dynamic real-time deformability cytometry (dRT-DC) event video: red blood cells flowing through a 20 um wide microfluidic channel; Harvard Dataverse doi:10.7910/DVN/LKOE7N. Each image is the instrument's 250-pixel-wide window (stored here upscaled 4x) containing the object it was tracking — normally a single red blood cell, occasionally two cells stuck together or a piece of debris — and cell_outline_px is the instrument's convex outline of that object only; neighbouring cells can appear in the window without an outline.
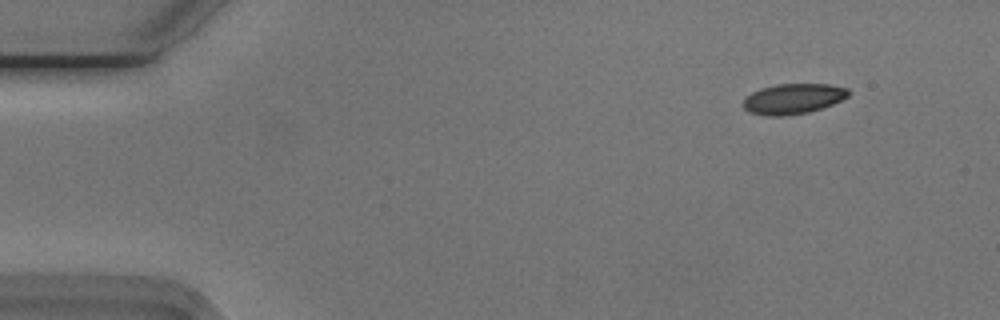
{"species": "Egyptian fruit bat (a non-hibernating species)", "species_latin": "Rousettus aegyptiacus", "temperature_condition": "cold", "stored_images_in_passage": 7, "camera_frame_rate_fps": 3000, "um_per_image_px": 0.085, "animal": {"sex": "male"}, "frame": {"image": 1, "passage_image": 1, "time_ms": 0.0, "image_size_px": [1000, 320], "cell_outline_px": [[852, 92], [848, 96], [832, 104], [808, 112], [780, 116], [768, 116], [748, 112], [744, 108], [744, 100], [752, 92], [760, 88], [776, 84], [828, 84], [848, 88]], "centroid_in_image_um": [67.42, 8.38], "position_along_channel_um": 17.6, "area_um2": 18.5}}